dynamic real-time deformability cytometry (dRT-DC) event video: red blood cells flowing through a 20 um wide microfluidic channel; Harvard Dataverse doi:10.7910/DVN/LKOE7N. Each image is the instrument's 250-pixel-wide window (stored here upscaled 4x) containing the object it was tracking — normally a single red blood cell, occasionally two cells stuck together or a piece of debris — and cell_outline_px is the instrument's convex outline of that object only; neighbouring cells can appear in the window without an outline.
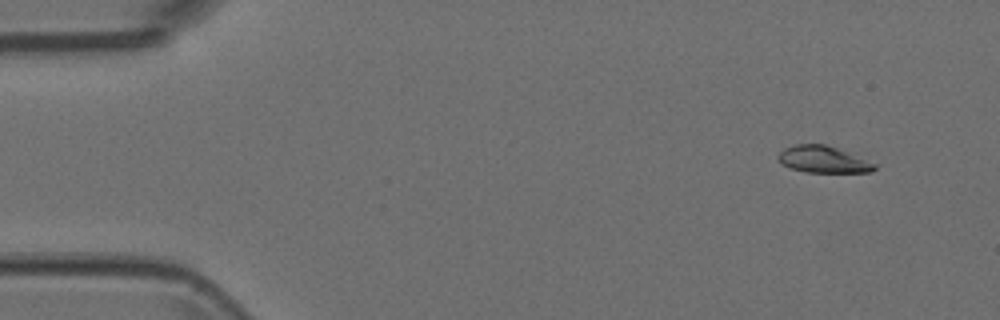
{"species": "Egyptian fruit bat (a non-hibernating species)", "species_latin": "Rousettus aegyptiacus", "temperature_condition": "room temperature", "stored_images_in_passage": 4, "camera_frame_rate_fps": 3000, "um_per_image_px": 0.085, "animal": {"sex": "female"}, "frame": {"image": 1, "passage_image": 1, "time_ms": 0.0, "image_size_px": [1000, 320], "cell_outline_px": [[876, 168], [872, 172], [804, 172], [780, 164], [776, 156], [784, 148], [796, 144], [824, 144], [836, 148], [876, 164]], "centroid_in_image_um": [69.91, 13.56], "position_along_channel_um": 15.1, "area_um2": 14.85}}
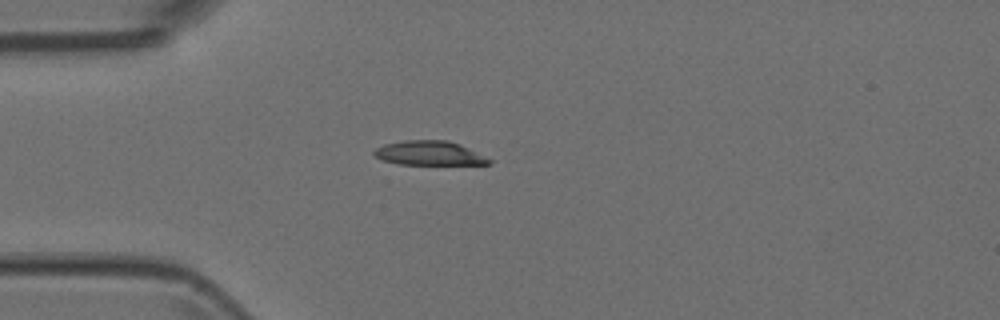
{"frame": {"image": 2, "passage_image": 4, "time_ms": 1.0, "image_size_px": [1000, 320], "cell_outline_px": [[492, 164], [400, 164], [384, 160], [376, 156], [372, 152], [376, 148], [384, 144], [404, 140], [448, 140], [460, 144], [492, 160]], "centroid_in_image_um": [36.49, 13.01], "position_along_channel_um": 48.5, "area_um2": 16.07}}